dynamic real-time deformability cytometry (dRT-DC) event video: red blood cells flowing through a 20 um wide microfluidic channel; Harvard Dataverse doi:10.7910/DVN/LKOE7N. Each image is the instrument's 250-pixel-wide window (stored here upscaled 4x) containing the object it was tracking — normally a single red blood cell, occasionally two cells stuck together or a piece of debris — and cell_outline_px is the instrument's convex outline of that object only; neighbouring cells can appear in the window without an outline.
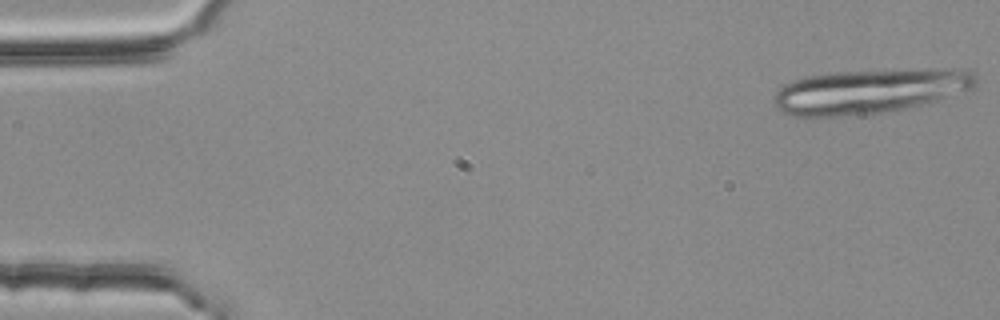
{"species": "common noctule bat (a hibernating species)", "species_latin": "Nyctalus noctula", "temperature_condition": "room temperature", "stored_images_in_passage": 19, "camera_frame_rate_fps": 3000, "um_per_image_px": 0.085, "animal": {"sex": "female", "body_mass_g": 25.1}, "frame": {"image": 1, "passage_image": 1, "time_ms": 0.0, "image_size_px": [1000, 320], "cell_outline_px": [[976, 88], [936, 100], [892, 112], [860, 116], [792, 116], [780, 112], [776, 108], [772, 100], [772, 96], [784, 84], [792, 80], [808, 76], [836, 72], [928, 68], [964, 68], [972, 72], [976, 76]], "centroid_in_image_um": [73.93, 7.75], "position_along_channel_um": 11.1, "area_um2": 53.35}}